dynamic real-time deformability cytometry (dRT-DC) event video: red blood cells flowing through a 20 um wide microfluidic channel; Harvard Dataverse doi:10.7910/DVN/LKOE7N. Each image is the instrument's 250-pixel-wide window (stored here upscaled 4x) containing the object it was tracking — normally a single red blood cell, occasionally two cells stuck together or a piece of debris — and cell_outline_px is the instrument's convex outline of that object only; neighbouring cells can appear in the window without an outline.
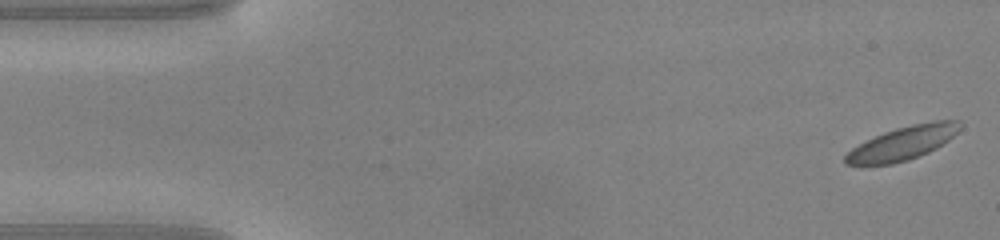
{"species": "common noctule bat (a hibernating species)", "species_latin": "Nyctalus noctula", "temperature_condition": "warm", "stored_images_in_passage": 37, "camera_frame_rate_fps": 3000, "um_per_image_px": 0.085, "animal": {"sex": "male", "body_mass_g": 20.0, "forearm_length_mm": 53.3}, "frame": {"image": 1, "passage_image": 1, "time_ms": 0.0, "image_size_px": [1000, 240], "cell_outline_px": [[964, 124], [948, 140], [936, 148], [928, 152], [908, 160], [892, 164], [860, 168], [844, 164], [844, 156], [852, 148], [884, 132], [896, 128], [912, 124], [936, 120], [960, 120]], "centroid_in_image_um": [76.67, 12.21], "position_along_channel_um": 8.3, "area_um2": 22.77}}
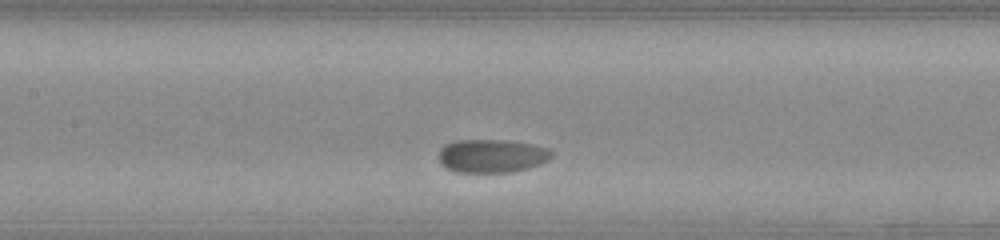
{"frame": {"image": 2, "passage_image": 19, "time_ms": 6.0, "image_size_px": [1000, 240], "cell_outline_px": [[552, 156], [548, 160], [540, 164], [528, 168], [512, 172], [456, 172], [444, 168], [440, 164], [440, 148], [444, 144], [456, 140], [504, 140], [532, 144], [548, 148], [552, 152]], "centroid_in_image_um": [41.78, 13.25], "position_along_channel_um": 165.6, "area_um2": 22.08}}
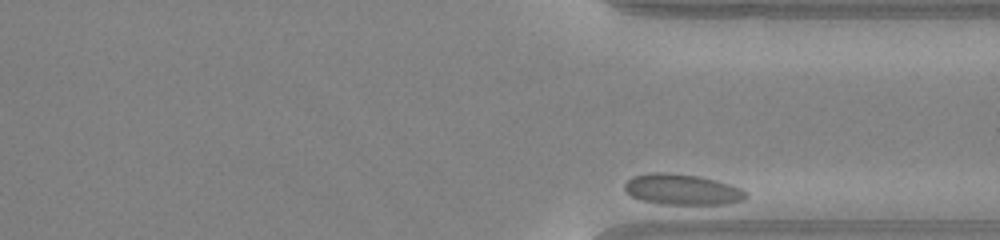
{"frame": {"image": 3, "passage_image": 37, "time_ms": 12.0, "image_size_px": [1000, 240], "cell_outline_px": [[748, 196], [744, 200], [724, 204], [660, 204], [640, 200], [624, 192], [624, 184], [632, 176], [648, 172], [676, 172], [700, 176], [720, 180], [732, 184], [748, 192]], "centroid_in_image_um": [57.99, 16.08], "position_along_channel_um": 353.4, "area_um2": 22.37}}